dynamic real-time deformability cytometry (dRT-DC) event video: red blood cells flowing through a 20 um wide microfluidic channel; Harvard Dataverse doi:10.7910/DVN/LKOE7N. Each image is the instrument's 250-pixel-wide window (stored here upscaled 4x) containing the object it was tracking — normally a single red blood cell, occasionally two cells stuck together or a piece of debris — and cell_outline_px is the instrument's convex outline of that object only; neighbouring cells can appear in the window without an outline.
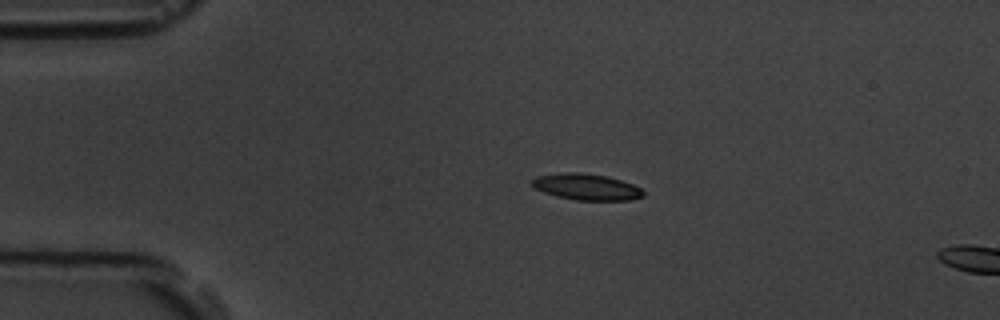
{"species": "common noctule bat (a hibernating species)", "species_latin": "Nyctalus noctula", "temperature_condition": "room temperature", "stored_images_in_passage": 2, "camera_frame_rate_fps": 3000, "um_per_image_px": 0.085, "animal": {"sex": "male", "body_mass_g": 19.5, "forearm_length_mm": 54.6}, "frame": {"image": 1, "passage_image": 1, "time_ms": 0.0, "image_size_px": [1000, 320], "cell_outline_px": [[644, 196], [632, 200], [576, 200], [556, 196], [544, 192], [536, 188], [532, 184], [532, 180], [536, 176], [560, 172], [584, 172], [608, 176], [632, 184], [640, 188], [644, 192]], "centroid_in_image_um": [49.85, 15.87], "position_along_channel_um": 35.1, "area_um2": 17.11}}